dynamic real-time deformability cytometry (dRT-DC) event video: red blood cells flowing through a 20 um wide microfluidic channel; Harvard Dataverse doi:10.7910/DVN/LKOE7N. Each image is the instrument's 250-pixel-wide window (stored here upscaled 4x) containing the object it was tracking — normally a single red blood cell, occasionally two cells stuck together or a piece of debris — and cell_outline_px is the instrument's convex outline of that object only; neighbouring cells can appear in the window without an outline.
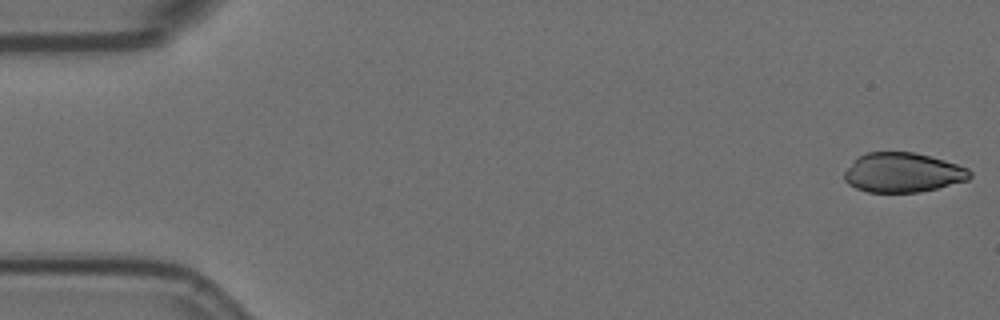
{"species": "Egyptian fruit bat (a non-hibernating species)", "species_latin": "Rousettus aegyptiacus", "temperature_condition": "room temperature", "stored_images_in_passage": 7, "camera_frame_rate_fps": 3000, "um_per_image_px": 0.085, "animal": {"sex": "female"}, "frame": {"image": 1, "passage_image": 1, "time_ms": 0.0, "image_size_px": [1000, 320], "cell_outline_px": [[972, 176], [968, 180], [920, 192], [868, 192], [856, 188], [848, 184], [844, 180], [844, 172], [856, 156], [868, 152], [916, 152], [944, 160], [968, 168], [972, 172]], "centroid_in_image_um": [76.72, 14.66], "position_along_channel_um": 8.3, "area_um2": 29.07}}
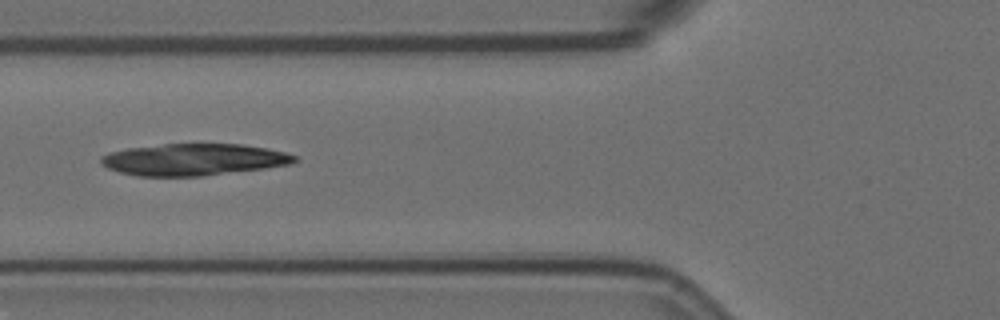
{"frame": {"image": 2, "passage_image": 6, "time_ms": 1.667, "image_size_px": [1000, 320], "cell_outline_px": [[296, 160], [292, 164], [264, 168], [204, 176], [136, 176], [120, 172], [108, 168], [100, 164], [100, 156], [108, 152], [128, 148], [164, 144], [244, 144], [268, 148], [284, 152], [296, 156]], "centroid_in_image_um": [16.43, 13.56], "position_along_channel_um": 109.4, "area_um2": 35.95}}
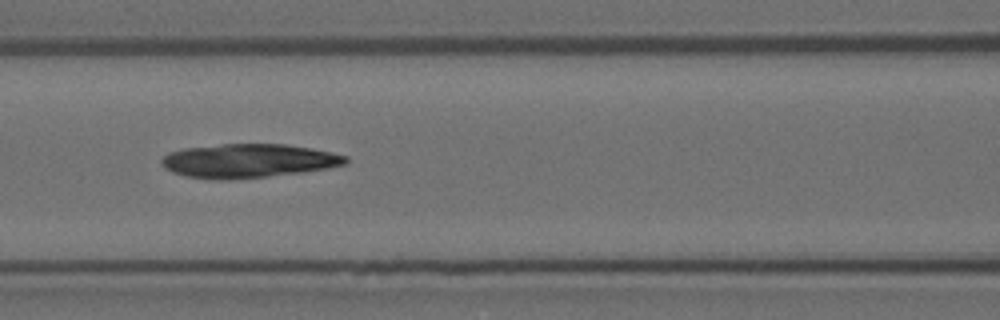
{"frame": {"image": 3, "passage_image": 7, "time_ms": 2.0, "image_size_px": [1000, 320], "cell_outline_px": [[348, 160], [344, 164], [328, 168], [300, 172], [268, 176], [220, 180], [188, 176], [172, 172], [164, 168], [160, 164], [160, 160], [168, 152], [184, 148], [220, 144], [284, 144], [312, 148], [332, 152], [348, 156]], "centroid_in_image_um": [21.09, 13.66], "position_along_channel_um": 145.5, "area_um2": 36.18}}